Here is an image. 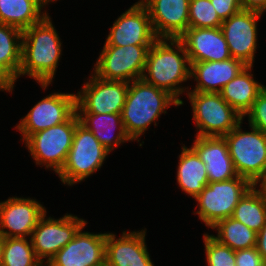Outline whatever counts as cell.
Here are the masks:
<instances>
[{"mask_svg": "<svg viewBox=\"0 0 266 266\" xmlns=\"http://www.w3.org/2000/svg\"><path fill=\"white\" fill-rule=\"evenodd\" d=\"M46 4H48L49 2H54V1H57V0H43Z\"/></svg>", "mask_w": 266, "mask_h": 266, "instance_id": "ab89813d", "label": "cell"}, {"mask_svg": "<svg viewBox=\"0 0 266 266\" xmlns=\"http://www.w3.org/2000/svg\"><path fill=\"white\" fill-rule=\"evenodd\" d=\"M1 266H45L26 238H4Z\"/></svg>", "mask_w": 266, "mask_h": 266, "instance_id": "f1b7e54d", "label": "cell"}, {"mask_svg": "<svg viewBox=\"0 0 266 266\" xmlns=\"http://www.w3.org/2000/svg\"><path fill=\"white\" fill-rule=\"evenodd\" d=\"M222 22L211 0H190L189 28H220Z\"/></svg>", "mask_w": 266, "mask_h": 266, "instance_id": "f546056e", "label": "cell"}, {"mask_svg": "<svg viewBox=\"0 0 266 266\" xmlns=\"http://www.w3.org/2000/svg\"><path fill=\"white\" fill-rule=\"evenodd\" d=\"M57 252L46 266H99L105 263L106 233L82 232Z\"/></svg>", "mask_w": 266, "mask_h": 266, "instance_id": "9a60e30c", "label": "cell"}, {"mask_svg": "<svg viewBox=\"0 0 266 266\" xmlns=\"http://www.w3.org/2000/svg\"><path fill=\"white\" fill-rule=\"evenodd\" d=\"M190 71L189 57L179 39H157L148 51L141 79L167 91L182 105L183 101L179 96L185 92V89L179 84L191 78Z\"/></svg>", "mask_w": 266, "mask_h": 266, "instance_id": "7a4b0ae2", "label": "cell"}, {"mask_svg": "<svg viewBox=\"0 0 266 266\" xmlns=\"http://www.w3.org/2000/svg\"><path fill=\"white\" fill-rule=\"evenodd\" d=\"M253 185L235 206L232 218L258 233L266 220V199L260 189Z\"/></svg>", "mask_w": 266, "mask_h": 266, "instance_id": "4316f807", "label": "cell"}, {"mask_svg": "<svg viewBox=\"0 0 266 266\" xmlns=\"http://www.w3.org/2000/svg\"><path fill=\"white\" fill-rule=\"evenodd\" d=\"M258 183H260V190L266 199V175Z\"/></svg>", "mask_w": 266, "mask_h": 266, "instance_id": "74e56055", "label": "cell"}, {"mask_svg": "<svg viewBox=\"0 0 266 266\" xmlns=\"http://www.w3.org/2000/svg\"><path fill=\"white\" fill-rule=\"evenodd\" d=\"M206 165L209 182H220L237 176L224 137L196 136L191 147Z\"/></svg>", "mask_w": 266, "mask_h": 266, "instance_id": "ffe728a7", "label": "cell"}, {"mask_svg": "<svg viewBox=\"0 0 266 266\" xmlns=\"http://www.w3.org/2000/svg\"><path fill=\"white\" fill-rule=\"evenodd\" d=\"M110 29L104 46L152 45L158 39L141 1L122 13Z\"/></svg>", "mask_w": 266, "mask_h": 266, "instance_id": "5bb4252c", "label": "cell"}, {"mask_svg": "<svg viewBox=\"0 0 266 266\" xmlns=\"http://www.w3.org/2000/svg\"><path fill=\"white\" fill-rule=\"evenodd\" d=\"M203 239L208 266H236L234 250L219 243L212 235L204 234Z\"/></svg>", "mask_w": 266, "mask_h": 266, "instance_id": "4dcf8cb0", "label": "cell"}, {"mask_svg": "<svg viewBox=\"0 0 266 266\" xmlns=\"http://www.w3.org/2000/svg\"><path fill=\"white\" fill-rule=\"evenodd\" d=\"M241 124L223 137L237 175L257 186L266 175V135L253 126L251 132H243Z\"/></svg>", "mask_w": 266, "mask_h": 266, "instance_id": "277c9868", "label": "cell"}, {"mask_svg": "<svg viewBox=\"0 0 266 266\" xmlns=\"http://www.w3.org/2000/svg\"><path fill=\"white\" fill-rule=\"evenodd\" d=\"M212 229L218 231L212 237L234 251L256 247L257 233L232 217L218 221Z\"/></svg>", "mask_w": 266, "mask_h": 266, "instance_id": "83f0119b", "label": "cell"}, {"mask_svg": "<svg viewBox=\"0 0 266 266\" xmlns=\"http://www.w3.org/2000/svg\"><path fill=\"white\" fill-rule=\"evenodd\" d=\"M158 39H179L189 28L190 0H140Z\"/></svg>", "mask_w": 266, "mask_h": 266, "instance_id": "e0dca14e", "label": "cell"}, {"mask_svg": "<svg viewBox=\"0 0 266 266\" xmlns=\"http://www.w3.org/2000/svg\"><path fill=\"white\" fill-rule=\"evenodd\" d=\"M79 122L75 112L67 121L32 134L25 144L36 164H44L58 173L66 161Z\"/></svg>", "mask_w": 266, "mask_h": 266, "instance_id": "ba28073f", "label": "cell"}, {"mask_svg": "<svg viewBox=\"0 0 266 266\" xmlns=\"http://www.w3.org/2000/svg\"><path fill=\"white\" fill-rule=\"evenodd\" d=\"M190 77L197 81L195 92L220 93L223 87L234 79L246 65L231 57L225 61L190 62Z\"/></svg>", "mask_w": 266, "mask_h": 266, "instance_id": "44dd1931", "label": "cell"}, {"mask_svg": "<svg viewBox=\"0 0 266 266\" xmlns=\"http://www.w3.org/2000/svg\"><path fill=\"white\" fill-rule=\"evenodd\" d=\"M23 31L0 23V67L16 82L21 65Z\"/></svg>", "mask_w": 266, "mask_h": 266, "instance_id": "484cf974", "label": "cell"}, {"mask_svg": "<svg viewBox=\"0 0 266 266\" xmlns=\"http://www.w3.org/2000/svg\"><path fill=\"white\" fill-rule=\"evenodd\" d=\"M45 217L46 213L39 219L31 237H29L35 254L42 263L44 258H47L46 263H48L87 223V221L85 222L72 214H66L57 220L52 217Z\"/></svg>", "mask_w": 266, "mask_h": 266, "instance_id": "8fae6325", "label": "cell"}, {"mask_svg": "<svg viewBox=\"0 0 266 266\" xmlns=\"http://www.w3.org/2000/svg\"><path fill=\"white\" fill-rule=\"evenodd\" d=\"M15 81L0 67V90L12 92Z\"/></svg>", "mask_w": 266, "mask_h": 266, "instance_id": "8d00e7d4", "label": "cell"}, {"mask_svg": "<svg viewBox=\"0 0 266 266\" xmlns=\"http://www.w3.org/2000/svg\"><path fill=\"white\" fill-rule=\"evenodd\" d=\"M193 119L200 137H223L234 129L243 117L236 112L220 93L188 91Z\"/></svg>", "mask_w": 266, "mask_h": 266, "instance_id": "8992f818", "label": "cell"}, {"mask_svg": "<svg viewBox=\"0 0 266 266\" xmlns=\"http://www.w3.org/2000/svg\"><path fill=\"white\" fill-rule=\"evenodd\" d=\"M152 45L104 46L94 73L108 81L129 82L141 79Z\"/></svg>", "mask_w": 266, "mask_h": 266, "instance_id": "9c48e42d", "label": "cell"}, {"mask_svg": "<svg viewBox=\"0 0 266 266\" xmlns=\"http://www.w3.org/2000/svg\"><path fill=\"white\" fill-rule=\"evenodd\" d=\"M76 112V94L53 93L40 100L16 129L25 142L32 134L67 121Z\"/></svg>", "mask_w": 266, "mask_h": 266, "instance_id": "7c38bea8", "label": "cell"}, {"mask_svg": "<svg viewBox=\"0 0 266 266\" xmlns=\"http://www.w3.org/2000/svg\"><path fill=\"white\" fill-rule=\"evenodd\" d=\"M253 186L246 178L236 177L220 182H209L195 197L199 209L195 214L212 228L218 221L232 216L235 206Z\"/></svg>", "mask_w": 266, "mask_h": 266, "instance_id": "52a82bcc", "label": "cell"}, {"mask_svg": "<svg viewBox=\"0 0 266 266\" xmlns=\"http://www.w3.org/2000/svg\"><path fill=\"white\" fill-rule=\"evenodd\" d=\"M178 164L177 182L179 187L195 198L209 183L206 165L192 148L186 146L182 147Z\"/></svg>", "mask_w": 266, "mask_h": 266, "instance_id": "cb8c5ba5", "label": "cell"}, {"mask_svg": "<svg viewBox=\"0 0 266 266\" xmlns=\"http://www.w3.org/2000/svg\"><path fill=\"white\" fill-rule=\"evenodd\" d=\"M61 41L47 15L41 22L23 30L20 75H28L46 90L54 78L62 55Z\"/></svg>", "mask_w": 266, "mask_h": 266, "instance_id": "6da1fadb", "label": "cell"}, {"mask_svg": "<svg viewBox=\"0 0 266 266\" xmlns=\"http://www.w3.org/2000/svg\"><path fill=\"white\" fill-rule=\"evenodd\" d=\"M89 81L76 94V113L121 114L129 82L108 81L95 74Z\"/></svg>", "mask_w": 266, "mask_h": 266, "instance_id": "30bf717a", "label": "cell"}, {"mask_svg": "<svg viewBox=\"0 0 266 266\" xmlns=\"http://www.w3.org/2000/svg\"><path fill=\"white\" fill-rule=\"evenodd\" d=\"M99 266H108V265H107V263L105 262V263H103L102 265H99Z\"/></svg>", "mask_w": 266, "mask_h": 266, "instance_id": "60d3db41", "label": "cell"}, {"mask_svg": "<svg viewBox=\"0 0 266 266\" xmlns=\"http://www.w3.org/2000/svg\"><path fill=\"white\" fill-rule=\"evenodd\" d=\"M236 266H266L256 247L235 251Z\"/></svg>", "mask_w": 266, "mask_h": 266, "instance_id": "d6a6232c", "label": "cell"}, {"mask_svg": "<svg viewBox=\"0 0 266 266\" xmlns=\"http://www.w3.org/2000/svg\"><path fill=\"white\" fill-rule=\"evenodd\" d=\"M263 13L240 10L221 25L231 57L252 66L257 45V20Z\"/></svg>", "mask_w": 266, "mask_h": 266, "instance_id": "4fadbf2b", "label": "cell"}, {"mask_svg": "<svg viewBox=\"0 0 266 266\" xmlns=\"http://www.w3.org/2000/svg\"><path fill=\"white\" fill-rule=\"evenodd\" d=\"M180 106V103L167 91L150 85L142 79L129 83L125 104L121 112V118L125 131L133 141L137 140L147 127L160 114L166 113L170 105Z\"/></svg>", "mask_w": 266, "mask_h": 266, "instance_id": "3957f363", "label": "cell"}, {"mask_svg": "<svg viewBox=\"0 0 266 266\" xmlns=\"http://www.w3.org/2000/svg\"><path fill=\"white\" fill-rule=\"evenodd\" d=\"M256 248L266 262V220L262 229L257 233Z\"/></svg>", "mask_w": 266, "mask_h": 266, "instance_id": "d590c367", "label": "cell"}, {"mask_svg": "<svg viewBox=\"0 0 266 266\" xmlns=\"http://www.w3.org/2000/svg\"><path fill=\"white\" fill-rule=\"evenodd\" d=\"M77 115L80 123L90 130L109 152L121 143L132 141L125 131L121 114L77 113ZM117 128L119 131L113 137L112 131Z\"/></svg>", "mask_w": 266, "mask_h": 266, "instance_id": "603a6c76", "label": "cell"}, {"mask_svg": "<svg viewBox=\"0 0 266 266\" xmlns=\"http://www.w3.org/2000/svg\"><path fill=\"white\" fill-rule=\"evenodd\" d=\"M45 213V207L34 199L9 197L0 202V235L4 238L31 237L32 231Z\"/></svg>", "mask_w": 266, "mask_h": 266, "instance_id": "2e32d148", "label": "cell"}, {"mask_svg": "<svg viewBox=\"0 0 266 266\" xmlns=\"http://www.w3.org/2000/svg\"><path fill=\"white\" fill-rule=\"evenodd\" d=\"M3 246H4V237L0 235V266L2 261Z\"/></svg>", "mask_w": 266, "mask_h": 266, "instance_id": "f35d334b", "label": "cell"}, {"mask_svg": "<svg viewBox=\"0 0 266 266\" xmlns=\"http://www.w3.org/2000/svg\"><path fill=\"white\" fill-rule=\"evenodd\" d=\"M47 4L43 0H0V23L21 29L41 22L48 13L41 8Z\"/></svg>", "mask_w": 266, "mask_h": 266, "instance_id": "d4e9b609", "label": "cell"}, {"mask_svg": "<svg viewBox=\"0 0 266 266\" xmlns=\"http://www.w3.org/2000/svg\"><path fill=\"white\" fill-rule=\"evenodd\" d=\"M211 4L222 21L242 10L240 0H211Z\"/></svg>", "mask_w": 266, "mask_h": 266, "instance_id": "836d02e7", "label": "cell"}, {"mask_svg": "<svg viewBox=\"0 0 266 266\" xmlns=\"http://www.w3.org/2000/svg\"><path fill=\"white\" fill-rule=\"evenodd\" d=\"M190 62L225 61L231 58L221 28H188L179 38Z\"/></svg>", "mask_w": 266, "mask_h": 266, "instance_id": "d6986e66", "label": "cell"}, {"mask_svg": "<svg viewBox=\"0 0 266 266\" xmlns=\"http://www.w3.org/2000/svg\"><path fill=\"white\" fill-rule=\"evenodd\" d=\"M243 10H252L263 13L266 11V0H240Z\"/></svg>", "mask_w": 266, "mask_h": 266, "instance_id": "e575fe53", "label": "cell"}, {"mask_svg": "<svg viewBox=\"0 0 266 266\" xmlns=\"http://www.w3.org/2000/svg\"><path fill=\"white\" fill-rule=\"evenodd\" d=\"M251 70L252 66H246L220 92L222 98L243 118L251 109L258 94L265 88L253 79Z\"/></svg>", "mask_w": 266, "mask_h": 266, "instance_id": "7402d4cb", "label": "cell"}, {"mask_svg": "<svg viewBox=\"0 0 266 266\" xmlns=\"http://www.w3.org/2000/svg\"><path fill=\"white\" fill-rule=\"evenodd\" d=\"M248 115L249 125L257 128L266 135V87L258 94Z\"/></svg>", "mask_w": 266, "mask_h": 266, "instance_id": "1f68e13d", "label": "cell"}, {"mask_svg": "<svg viewBox=\"0 0 266 266\" xmlns=\"http://www.w3.org/2000/svg\"><path fill=\"white\" fill-rule=\"evenodd\" d=\"M146 230L126 232L116 239L106 233L105 262L108 266H154L145 244Z\"/></svg>", "mask_w": 266, "mask_h": 266, "instance_id": "ac0fdd59", "label": "cell"}, {"mask_svg": "<svg viewBox=\"0 0 266 266\" xmlns=\"http://www.w3.org/2000/svg\"><path fill=\"white\" fill-rule=\"evenodd\" d=\"M109 153L93 133L79 122L66 161L57 174L64 185L81 182L101 168Z\"/></svg>", "mask_w": 266, "mask_h": 266, "instance_id": "5b68a950", "label": "cell"}]
</instances>
